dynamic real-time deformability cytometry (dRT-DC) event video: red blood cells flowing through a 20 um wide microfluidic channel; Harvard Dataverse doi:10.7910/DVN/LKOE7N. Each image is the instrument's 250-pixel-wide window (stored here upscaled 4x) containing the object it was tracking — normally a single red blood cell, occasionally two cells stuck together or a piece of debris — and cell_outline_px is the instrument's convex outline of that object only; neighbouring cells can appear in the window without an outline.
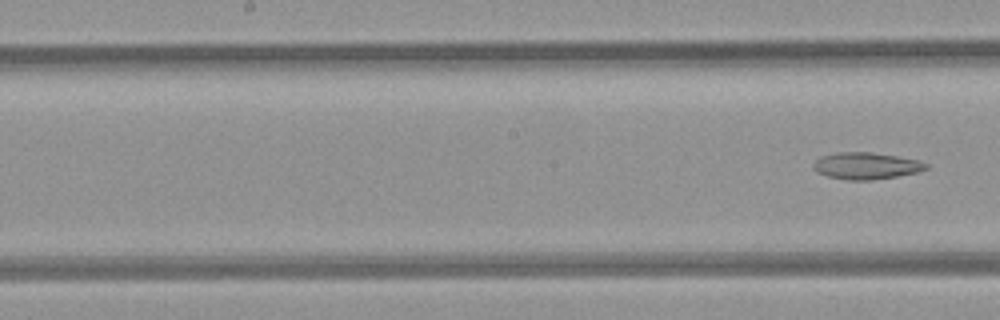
{"species": "common noctule bat (a hibernating species)", "species_latin": "Nyctalus noctula", "temperature_condition": "room temperature", "stored_images_in_passage": 6, "segment_of_instrument_passage": [2, 2], "camera_frame_rate_fps": 3000, "um_per_image_px": 0.085, "animal": {"sex": "female", "body_mass_g": 21.9}, "frame": {"image": 1, "passage_image": 6, "time_ms": 6.0, "image_size_px": [1000, 320], "cell_outline_px": [[928, 168], [916, 172], [896, 176], [868, 180], [848, 180], [828, 176], [816, 172], [812, 168], [812, 164], [820, 156], [836, 152], [872, 152], [920, 160], [928, 164]], "centroid_in_image_um": [73.58, 14.08], "position_along_channel_um": 174.6, "area_um2": 17.57}}